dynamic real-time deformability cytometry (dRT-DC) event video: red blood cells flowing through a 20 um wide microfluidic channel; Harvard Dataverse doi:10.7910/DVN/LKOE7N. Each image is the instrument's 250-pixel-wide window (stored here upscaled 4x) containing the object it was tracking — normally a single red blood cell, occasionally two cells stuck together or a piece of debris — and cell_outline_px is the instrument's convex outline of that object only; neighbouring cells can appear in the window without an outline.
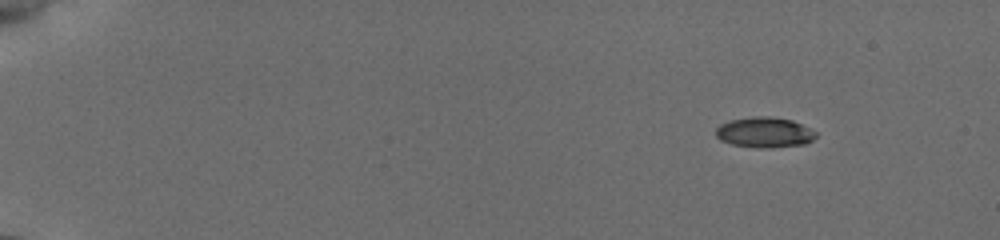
{"species": "common noctule bat (a hibernating species)", "species_latin": "Nyctalus noctula", "temperature_condition": "cold", "stored_images_in_passage": 74, "camera_frame_rate_fps": 3000, "um_per_image_px": 0.085, "animal": {"sex": "female", "body_mass_g": 19.5, "forearm_length_mm": 54.1}, "frame": {"image": 1, "passage_image": 1, "time_ms": 0.0, "image_size_px": [1000, 240], "cell_outline_px": [[816, 136], [812, 140], [804, 144], [768, 148], [760, 148], [732, 144], [720, 140], [716, 136], [716, 128], [720, 124], [728, 120], [752, 116], [772, 116], [792, 120], [816, 132]], "centroid_in_image_um": [64.95, 11.24], "position_along_channel_um": 20.1, "area_um2": 17.74}}
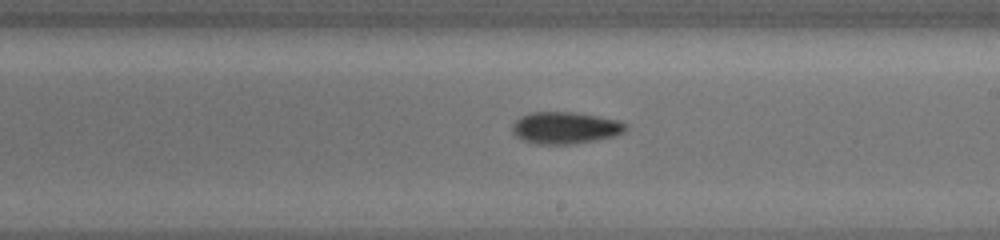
{"frame": {"image": 2, "passage_image": 38, "time_ms": 9.333, "image_size_px": [1000, 240], "cell_outline_px": [[628, 128], [624, 132], [612, 136], [596, 140], [568, 144], [536, 144], [524, 140], [516, 136], [512, 132], [512, 124], [520, 116], [532, 112], [576, 112], [620, 120], [628, 124]], "centroid_in_image_um": [48.06, 10.85], "position_along_channel_um": 240.9, "area_um2": 21.15}}
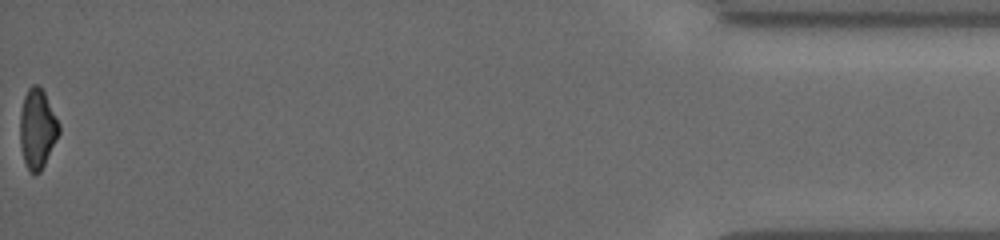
{"frame": {"image": 3, "passage_image": 73, "time_ms": 16.333, "image_size_px": [1000, 240], "cell_outline_px": [[60, 132], [40, 172], [32, 172], [28, 168], [24, 160], [20, 144], [20, 112], [24, 96], [28, 88], [32, 84], [36, 84], [44, 92], [60, 124]], "centroid_in_image_um": [3.17, 10.9], "position_along_channel_um": 432.0, "area_um2": 17.8}, "authors_computed_cell_mechanics": {"area_um2": 18.3804, "velocity_mm_per_s": 3.8651, "shape_relaxation_time_tau1_ms": 2.741, "shape_relaxation_time_tau2_ms": null, "deformation_change_tau1": 0.1363, "deformation_change_tau2": null}}